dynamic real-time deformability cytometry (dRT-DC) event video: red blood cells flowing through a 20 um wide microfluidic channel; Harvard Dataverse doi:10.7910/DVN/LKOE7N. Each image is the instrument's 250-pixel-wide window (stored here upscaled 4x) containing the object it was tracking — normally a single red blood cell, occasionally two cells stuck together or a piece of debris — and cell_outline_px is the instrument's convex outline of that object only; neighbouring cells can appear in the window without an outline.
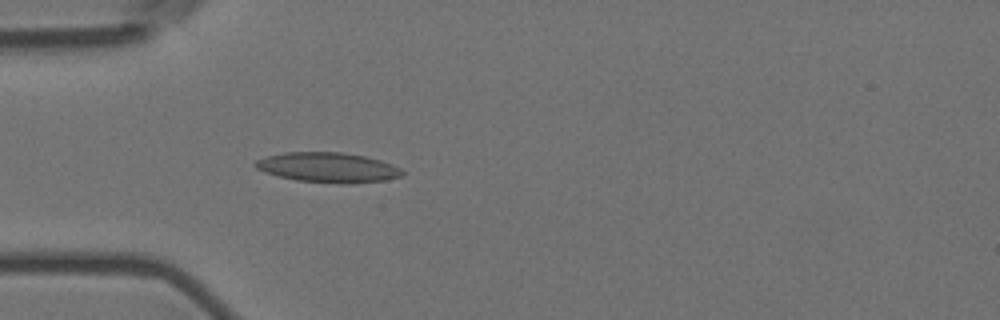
{"species": "Egyptian fruit bat (a non-hibernating species)", "species_latin": "Rousettus aegyptiacus", "temperature_condition": "room temperature", "stored_images_in_passage": 3, "camera_frame_rate_fps": 3000, "um_per_image_px": 0.085, "animal": {"sex": "female"}, "frame": {"image": 1, "passage_image": 3, "time_ms": 0.667, "image_size_px": [1000, 320], "cell_outline_px": [[404, 176], [384, 180], [352, 184], [340, 184], [296, 180], [264, 172], [256, 168], [252, 164], [256, 160], [268, 156], [284, 152], [344, 152], [364, 156], [380, 160], [392, 164], [400, 168], [404, 172]], "centroid_in_image_um": [27.89, 14.24], "position_along_channel_um": 57.1, "area_um2": 25.78}}